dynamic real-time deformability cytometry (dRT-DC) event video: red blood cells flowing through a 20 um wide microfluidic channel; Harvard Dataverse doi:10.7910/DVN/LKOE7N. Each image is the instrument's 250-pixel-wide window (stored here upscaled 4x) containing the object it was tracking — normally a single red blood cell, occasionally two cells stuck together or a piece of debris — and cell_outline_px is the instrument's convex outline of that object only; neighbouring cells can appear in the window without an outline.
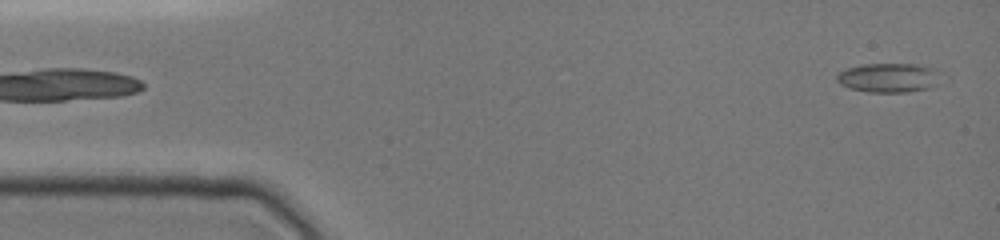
{"species": "common noctule bat (a hibernating species)", "species_latin": "Nyctalus noctula", "temperature_condition": "cold", "stored_images_in_passage": 13, "segment_of_instrument_passage": [2, 2], "camera_frame_rate_fps": 3000, "um_per_image_px": 0.085, "animal": {"sex": "female", "body_mass_g": 19.0, "forearm_length_mm": 51.5}, "frame": {"image": 1, "passage_image": 13, "time_ms": 5.0, "image_size_px": [1000, 240], "cell_outline_px": [[952, 80], [932, 88], [904, 92], [868, 92], [848, 88], [840, 84], [836, 80], [836, 76], [844, 68], [860, 64], [920, 64], [936, 68], [948, 76]], "centroid_in_image_um": [75.75, 6.6], "position_along_channel_um": 9.2, "area_um2": 18.96}}